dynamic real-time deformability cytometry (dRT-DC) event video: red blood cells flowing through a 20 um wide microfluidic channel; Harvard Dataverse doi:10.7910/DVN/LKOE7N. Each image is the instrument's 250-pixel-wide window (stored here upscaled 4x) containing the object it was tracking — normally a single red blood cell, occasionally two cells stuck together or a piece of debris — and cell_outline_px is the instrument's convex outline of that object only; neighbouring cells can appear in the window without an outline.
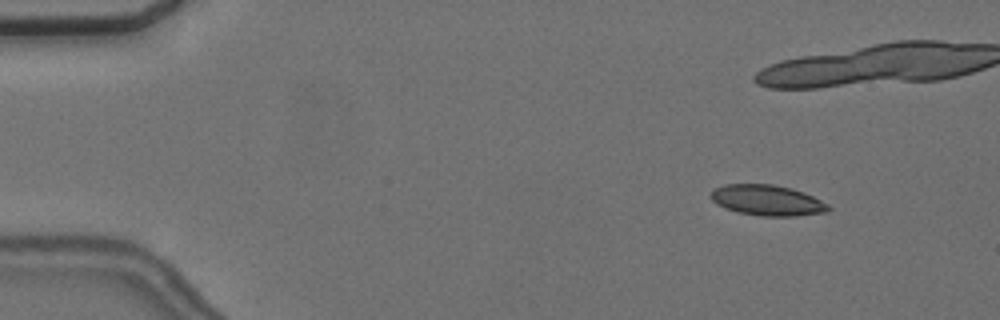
{"species": "common noctule bat (a hibernating species)", "species_latin": "Nyctalus noctula", "temperature_condition": "cold", "stored_images_in_passage": 17, "camera_frame_rate_fps": 3000, "um_per_image_px": 0.085, "animal": {"sex": "female", "body_mass_g": 24.6, "forearm_length_mm": 56.2}, "frame": {"image": 1, "passage_image": 6, "time_ms": 1.667, "image_size_px": [1000, 320], "cell_outline_px": [[832, 208], [828, 212], [796, 216], [760, 216], [736, 212], [724, 208], [716, 204], [708, 196], [712, 188], [724, 184], [772, 184], [792, 188], [804, 192], [828, 204]], "centroid_in_image_um": [65.17, 17.02], "position_along_channel_um": 19.8, "area_um2": 21.39}}